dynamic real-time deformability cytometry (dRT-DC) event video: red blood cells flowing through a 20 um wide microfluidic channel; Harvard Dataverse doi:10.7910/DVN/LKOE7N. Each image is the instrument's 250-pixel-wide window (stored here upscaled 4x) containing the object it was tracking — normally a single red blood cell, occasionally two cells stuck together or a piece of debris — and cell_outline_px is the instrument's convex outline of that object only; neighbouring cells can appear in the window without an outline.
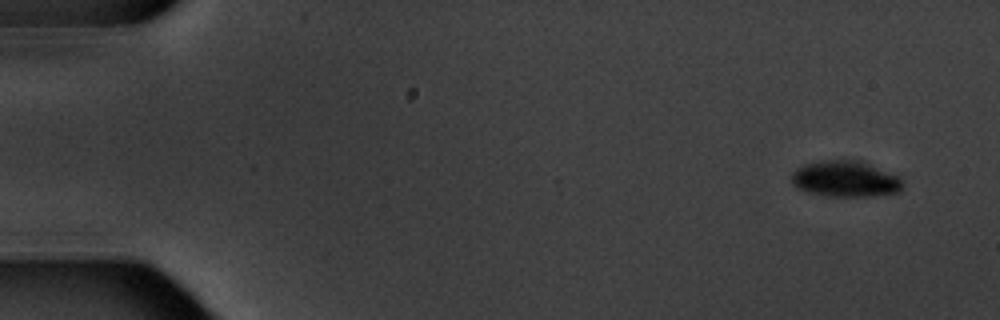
{"species": "common noctule bat (a hibernating species)", "species_latin": "Nyctalus noctula", "temperature_condition": "warm", "stored_images_in_passage": 4, "camera_frame_rate_fps": 3000, "um_per_image_px": 0.085, "animal": {"sex": "male", "body_mass_g": 20.1, "forearm_length_mm": 53.5}, "frame": {"image": 1, "passage_image": 1, "time_ms": 0.0, "image_size_px": [1000, 320], "cell_outline_px": [[900, 188], [896, 192], [872, 196], [824, 196], [808, 192], [796, 188], [792, 184], [792, 172], [796, 168], [804, 164], [820, 160], [852, 160], [868, 164], [896, 176], [900, 180]], "centroid_in_image_um": [71.73, 15.21], "position_along_channel_um": 13.3, "area_um2": 22.89}}